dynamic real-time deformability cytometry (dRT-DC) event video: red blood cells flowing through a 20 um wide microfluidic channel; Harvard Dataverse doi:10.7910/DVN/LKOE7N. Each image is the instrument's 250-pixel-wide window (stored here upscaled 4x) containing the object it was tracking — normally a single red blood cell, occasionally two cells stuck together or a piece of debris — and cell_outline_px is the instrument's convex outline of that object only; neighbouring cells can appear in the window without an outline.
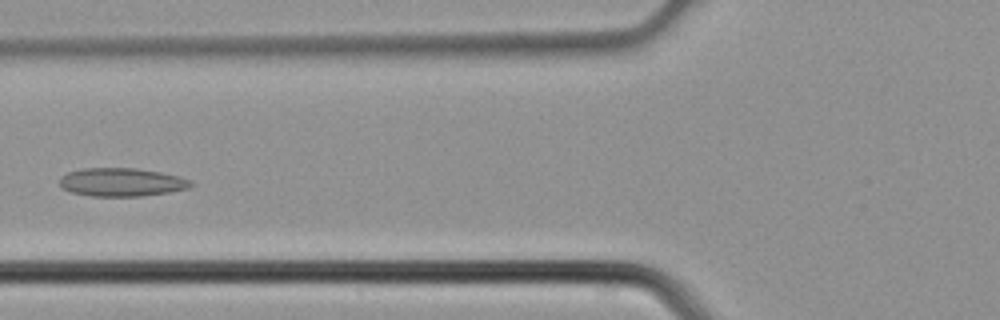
{"species": "common noctule bat (a hibernating species)", "species_latin": "Nyctalus noctula", "temperature_condition": "cold", "stored_images_in_passage": 5, "camera_frame_rate_fps": 3000, "um_per_image_px": 0.085, "animal": {"sex": "male", "body_mass_g": 21.5, "forearm_length_mm": 52.0}, "frame": {"image": 1, "passage_image": 5, "time_ms": 1.333, "image_size_px": [1000, 320], "cell_outline_px": [[196, 184], [192, 188], [168, 192], [140, 196], [92, 196], [72, 192], [60, 188], [60, 176], [68, 172], [84, 168], [136, 168], [160, 172], [192, 180]], "centroid_in_image_um": [10.36, 15.48], "position_along_channel_um": 115.4, "area_um2": 21.79}}